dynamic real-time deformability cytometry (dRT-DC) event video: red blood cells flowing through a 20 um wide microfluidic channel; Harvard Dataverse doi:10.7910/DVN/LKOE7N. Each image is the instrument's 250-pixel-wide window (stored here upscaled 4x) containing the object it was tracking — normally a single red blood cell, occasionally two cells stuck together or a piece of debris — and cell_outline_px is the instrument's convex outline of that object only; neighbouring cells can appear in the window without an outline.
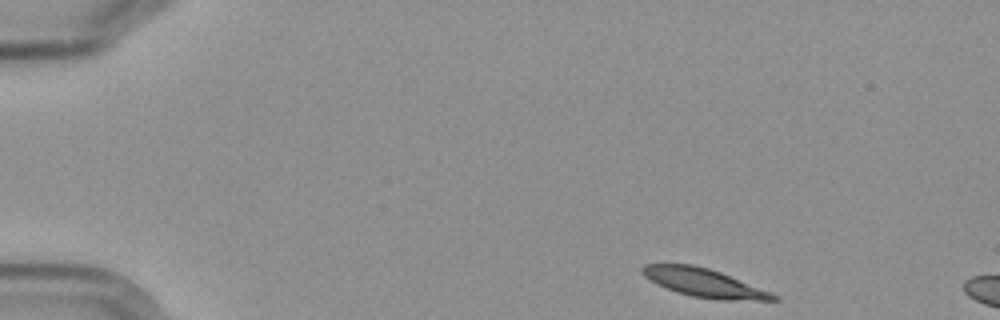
{"species": "Egyptian fruit bat (a non-hibernating species)", "species_latin": "Rousettus aegyptiacus", "temperature_condition": "cold", "stored_images_in_passage": 3, "camera_frame_rate_fps": 3000, "um_per_image_px": 0.085, "frame": {"image": 1, "passage_image": 1, "time_ms": 0.0, "image_size_px": [1000, 320], "cell_outline_px": [[780, 300], [720, 300], [692, 296], [676, 292], [656, 284], [644, 276], [640, 272], [640, 268], [644, 264], [692, 264], [708, 268], [720, 272], [772, 292], [780, 296]], "centroid_in_image_um": [59.84, 24.04], "position_along_channel_um": 25.2, "area_um2": 21.79}}